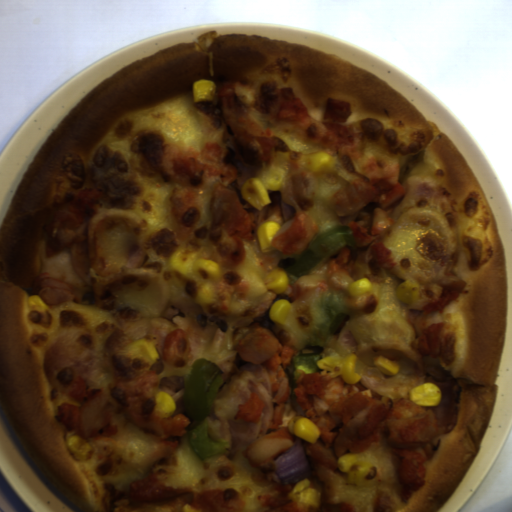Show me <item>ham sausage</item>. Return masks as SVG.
Returning a JSON list of instances; mask_svg holds the SVG:
<instances>
[{
  "instance_id": "ham-sausage-3",
  "label": "ham sausage",
  "mask_w": 512,
  "mask_h": 512,
  "mask_svg": "<svg viewBox=\"0 0 512 512\" xmlns=\"http://www.w3.org/2000/svg\"><path fill=\"white\" fill-rule=\"evenodd\" d=\"M417 336L413 321L374 315L350 316L322 353L341 357L353 353L365 364L359 382L366 388L390 397L410 398V392L427 378L423 354L410 347ZM384 355L398 363L396 376H385L375 368L373 358Z\"/></svg>"
},
{
  "instance_id": "ham-sausage-2",
  "label": "ham sausage",
  "mask_w": 512,
  "mask_h": 512,
  "mask_svg": "<svg viewBox=\"0 0 512 512\" xmlns=\"http://www.w3.org/2000/svg\"><path fill=\"white\" fill-rule=\"evenodd\" d=\"M407 184L390 215L394 225L380 240L396 263L389 273L423 285L451 272L461 241L449 192L430 178L414 177Z\"/></svg>"
},
{
  "instance_id": "ham-sausage-1",
  "label": "ham sausage",
  "mask_w": 512,
  "mask_h": 512,
  "mask_svg": "<svg viewBox=\"0 0 512 512\" xmlns=\"http://www.w3.org/2000/svg\"><path fill=\"white\" fill-rule=\"evenodd\" d=\"M146 254L143 221L132 211L104 210L87 219L72 247L75 274L93 303L112 317L104 361L123 379H138L158 365L188 370L200 357L218 365L224 381L207 417L208 437L225 439L227 450L248 446L266 435L274 414V400L263 365L236 363L233 336L220 329L189 293L171 297L163 274L139 267ZM140 337L152 340L159 359L150 363L125 350ZM265 402L260 420H233L238 404L252 392Z\"/></svg>"
}]
</instances>
